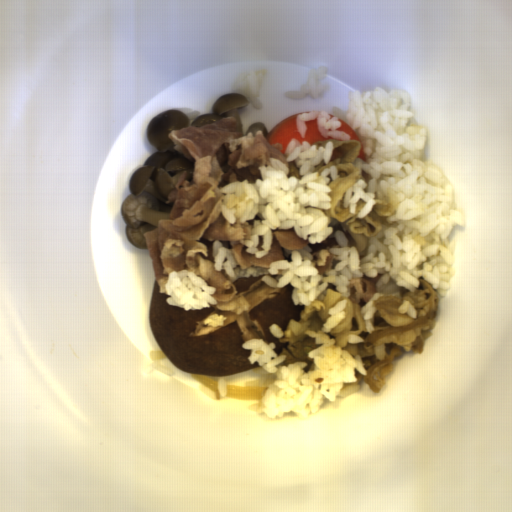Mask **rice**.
<instances>
[{
  "instance_id": "rice-1",
  "label": "rice",
  "mask_w": 512,
  "mask_h": 512,
  "mask_svg": "<svg viewBox=\"0 0 512 512\" xmlns=\"http://www.w3.org/2000/svg\"><path fill=\"white\" fill-rule=\"evenodd\" d=\"M348 109L332 108L301 112L296 129L305 139L309 120H317L318 132L335 141H348L346 133L335 130L339 120L351 125L361 145L353 162L361 179L344 193L339 206L356 212V202L366 203L357 217L363 219L377 205L376 199L388 201V188L398 198L392 215L382 217L383 227L374 237L354 234L347 222L328 216L333 201L329 183L339 179L337 166L315 171L322 160L327 165L334 142L325 146L290 139L284 155L294 162L301 179L289 175L286 163L269 157L271 165L259 167L262 180L237 181L221 187L222 216L239 224L254 220L249 240H242L246 252L256 258L267 256L272 248L274 230L294 228L297 237L308 241L299 250L285 249L286 260L271 262L269 274L261 281L275 289L291 284L294 306H311L326 300L328 289L349 298L350 280L376 278L375 295L360 314L372 335L375 328L373 300L380 296L404 297L420 286V277L431 283L438 295L447 296L451 277L456 273V246L448 236L454 225L466 226V212L459 207L456 189L439 162L427 160L425 145L429 127L409 124L415 116L410 110V93L402 88L387 92L348 91ZM339 119V120H338ZM409 124V125H408ZM336 238L341 247H331L334 254L325 274H318L308 245Z\"/></svg>"
},
{
  "instance_id": "rice-2",
  "label": "rice",
  "mask_w": 512,
  "mask_h": 512,
  "mask_svg": "<svg viewBox=\"0 0 512 512\" xmlns=\"http://www.w3.org/2000/svg\"><path fill=\"white\" fill-rule=\"evenodd\" d=\"M347 299H342L328 309L330 315L321 326V331L311 329L303 333L315 338V345H321L308 352V359L313 360L314 367L308 372L302 368L308 366L306 361L283 362L287 355H277L273 341L267 344L262 338L249 340L240 344L241 349L251 350L248 355L250 364L258 366L272 374V379L261 399L247 406L255 413H264L270 419L284 417V413H295L298 417L308 419L317 414L323 401L336 402L337 397L345 398L359 390L360 381L368 376V371L359 355L355 358L334 344L331 332L346 318Z\"/></svg>"
},
{
  "instance_id": "rice-3",
  "label": "rice",
  "mask_w": 512,
  "mask_h": 512,
  "mask_svg": "<svg viewBox=\"0 0 512 512\" xmlns=\"http://www.w3.org/2000/svg\"><path fill=\"white\" fill-rule=\"evenodd\" d=\"M159 293H166L169 306L182 308L183 311L203 310L213 305H218V300L212 295L216 287L208 285L201 276L195 272L183 269L179 272H168V277L157 280Z\"/></svg>"
},
{
  "instance_id": "rice-4",
  "label": "rice",
  "mask_w": 512,
  "mask_h": 512,
  "mask_svg": "<svg viewBox=\"0 0 512 512\" xmlns=\"http://www.w3.org/2000/svg\"><path fill=\"white\" fill-rule=\"evenodd\" d=\"M268 69L260 71L244 72L237 77L234 84L233 94H241L247 98L250 106L256 110H262L263 106L259 99L262 90L264 77Z\"/></svg>"
},
{
  "instance_id": "rice-5",
  "label": "rice",
  "mask_w": 512,
  "mask_h": 512,
  "mask_svg": "<svg viewBox=\"0 0 512 512\" xmlns=\"http://www.w3.org/2000/svg\"><path fill=\"white\" fill-rule=\"evenodd\" d=\"M328 67L317 66L307 73L306 83L301 84L299 90L285 91L284 95L292 100L304 99L307 95L311 98H319L329 91V84H321L320 80L327 75Z\"/></svg>"
},
{
  "instance_id": "rice-6",
  "label": "rice",
  "mask_w": 512,
  "mask_h": 512,
  "mask_svg": "<svg viewBox=\"0 0 512 512\" xmlns=\"http://www.w3.org/2000/svg\"><path fill=\"white\" fill-rule=\"evenodd\" d=\"M212 260L214 271H221L233 284L239 280L235 267L238 266L229 247H224L220 240L212 243Z\"/></svg>"
}]
</instances>
